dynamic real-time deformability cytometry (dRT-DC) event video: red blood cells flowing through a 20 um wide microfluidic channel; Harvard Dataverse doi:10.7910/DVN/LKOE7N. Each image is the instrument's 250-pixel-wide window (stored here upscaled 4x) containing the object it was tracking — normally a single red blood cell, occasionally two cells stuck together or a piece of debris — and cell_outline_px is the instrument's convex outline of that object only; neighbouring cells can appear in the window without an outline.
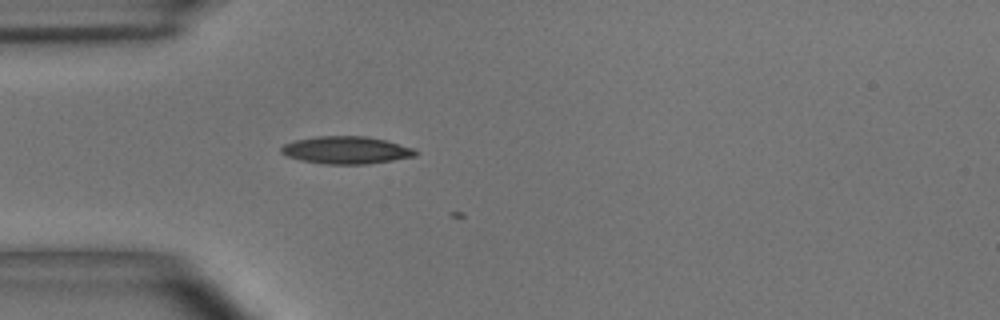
{"species": "common noctule bat (a hibernating species)", "species_latin": "Nyctalus noctula", "temperature_condition": "room temperature", "stored_images_in_passage": 7, "camera_frame_rate_fps": 3000, "um_per_image_px": 0.085, "animal": {"sex": "male", "body_mass_g": 15.6}, "frame": {"image": 1, "passage_image": 1, "time_ms": 0.0, "image_size_px": [1000, 320], "cell_outline_px": [[420, 152], [416, 156], [368, 164], [328, 164], [300, 160], [288, 156], [280, 152], [280, 148], [284, 144], [296, 140], [316, 136], [368, 136], [416, 148]], "centroid_in_image_um": [29.47, 12.76], "position_along_channel_um": 55.5, "area_um2": 21.56}}
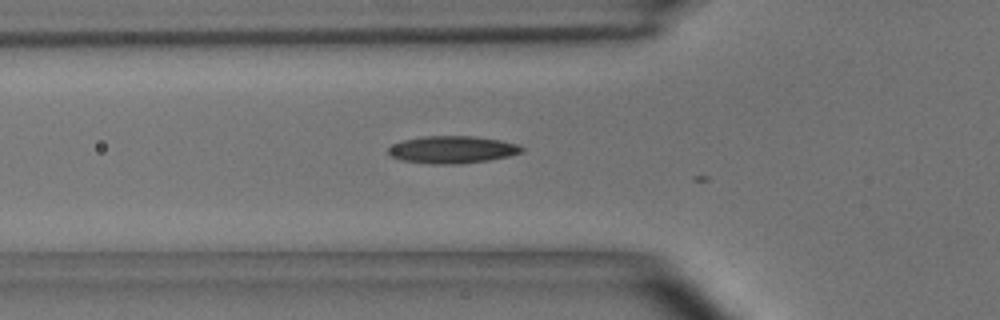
{"frame": {"image": 2, "passage_image": 4, "time_ms": 1.0, "image_size_px": [1000, 320], "cell_outline_px": [[524, 152], [508, 156], [488, 160], [460, 164], [428, 164], [400, 160], [388, 156], [388, 148], [392, 144], [404, 140], [424, 136], [476, 136], [500, 140], [520, 144], [524, 148]], "centroid_in_image_um": [38.44, 12.72], "position_along_channel_um": 87.4, "area_um2": 21.56}}